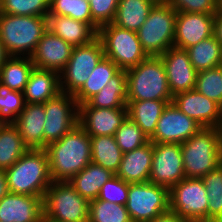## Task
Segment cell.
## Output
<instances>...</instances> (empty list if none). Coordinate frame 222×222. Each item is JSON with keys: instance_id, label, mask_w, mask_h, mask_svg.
<instances>
[{"instance_id": "d6a6232c", "label": "cell", "mask_w": 222, "mask_h": 222, "mask_svg": "<svg viewBox=\"0 0 222 222\" xmlns=\"http://www.w3.org/2000/svg\"><path fill=\"white\" fill-rule=\"evenodd\" d=\"M28 149L13 124H0V169L10 168Z\"/></svg>"}, {"instance_id": "ac0fdd59", "label": "cell", "mask_w": 222, "mask_h": 222, "mask_svg": "<svg viewBox=\"0 0 222 222\" xmlns=\"http://www.w3.org/2000/svg\"><path fill=\"white\" fill-rule=\"evenodd\" d=\"M215 14L177 12L174 47L187 49L213 35Z\"/></svg>"}, {"instance_id": "2e32d148", "label": "cell", "mask_w": 222, "mask_h": 222, "mask_svg": "<svg viewBox=\"0 0 222 222\" xmlns=\"http://www.w3.org/2000/svg\"><path fill=\"white\" fill-rule=\"evenodd\" d=\"M127 117V108H96L87 102L79 105V125L89 136H115Z\"/></svg>"}, {"instance_id": "e0dca14e", "label": "cell", "mask_w": 222, "mask_h": 222, "mask_svg": "<svg viewBox=\"0 0 222 222\" xmlns=\"http://www.w3.org/2000/svg\"><path fill=\"white\" fill-rule=\"evenodd\" d=\"M160 57L164 63L168 86L173 96L194 89L198 72L191 64L186 49L173 46Z\"/></svg>"}, {"instance_id": "ee69618b", "label": "cell", "mask_w": 222, "mask_h": 222, "mask_svg": "<svg viewBox=\"0 0 222 222\" xmlns=\"http://www.w3.org/2000/svg\"><path fill=\"white\" fill-rule=\"evenodd\" d=\"M150 222H189L186 219L178 217L175 213L169 211L164 213L155 219L151 220Z\"/></svg>"}, {"instance_id": "ab89813d", "label": "cell", "mask_w": 222, "mask_h": 222, "mask_svg": "<svg viewBox=\"0 0 222 222\" xmlns=\"http://www.w3.org/2000/svg\"><path fill=\"white\" fill-rule=\"evenodd\" d=\"M25 104L22 92L0 88V124H13Z\"/></svg>"}, {"instance_id": "9c48e42d", "label": "cell", "mask_w": 222, "mask_h": 222, "mask_svg": "<svg viewBox=\"0 0 222 222\" xmlns=\"http://www.w3.org/2000/svg\"><path fill=\"white\" fill-rule=\"evenodd\" d=\"M125 206L132 222H150L170 211L169 189L149 181L129 183Z\"/></svg>"}, {"instance_id": "f907efd6", "label": "cell", "mask_w": 222, "mask_h": 222, "mask_svg": "<svg viewBox=\"0 0 222 222\" xmlns=\"http://www.w3.org/2000/svg\"><path fill=\"white\" fill-rule=\"evenodd\" d=\"M218 13L222 16V0L218 4Z\"/></svg>"}, {"instance_id": "7dc6e473", "label": "cell", "mask_w": 222, "mask_h": 222, "mask_svg": "<svg viewBox=\"0 0 222 222\" xmlns=\"http://www.w3.org/2000/svg\"><path fill=\"white\" fill-rule=\"evenodd\" d=\"M10 56L7 54L1 40H0V67L4 64V62L9 58Z\"/></svg>"}, {"instance_id": "ffe728a7", "label": "cell", "mask_w": 222, "mask_h": 222, "mask_svg": "<svg viewBox=\"0 0 222 222\" xmlns=\"http://www.w3.org/2000/svg\"><path fill=\"white\" fill-rule=\"evenodd\" d=\"M43 215L41 197L9 192L0 200V222H40Z\"/></svg>"}, {"instance_id": "44dd1931", "label": "cell", "mask_w": 222, "mask_h": 222, "mask_svg": "<svg viewBox=\"0 0 222 222\" xmlns=\"http://www.w3.org/2000/svg\"><path fill=\"white\" fill-rule=\"evenodd\" d=\"M45 118L44 103H26L13 123L29 149H46L43 143Z\"/></svg>"}, {"instance_id": "6da1fadb", "label": "cell", "mask_w": 222, "mask_h": 222, "mask_svg": "<svg viewBox=\"0 0 222 222\" xmlns=\"http://www.w3.org/2000/svg\"><path fill=\"white\" fill-rule=\"evenodd\" d=\"M52 181H70L91 162V139L79 123L46 147Z\"/></svg>"}, {"instance_id": "d6986e66", "label": "cell", "mask_w": 222, "mask_h": 222, "mask_svg": "<svg viewBox=\"0 0 222 222\" xmlns=\"http://www.w3.org/2000/svg\"><path fill=\"white\" fill-rule=\"evenodd\" d=\"M72 50L70 44L47 29L30 58L35 68L60 73L68 63Z\"/></svg>"}, {"instance_id": "7a4b0ae2", "label": "cell", "mask_w": 222, "mask_h": 222, "mask_svg": "<svg viewBox=\"0 0 222 222\" xmlns=\"http://www.w3.org/2000/svg\"><path fill=\"white\" fill-rule=\"evenodd\" d=\"M4 171L10 193L44 198L46 190L53 182L45 149H28Z\"/></svg>"}, {"instance_id": "8d00e7d4", "label": "cell", "mask_w": 222, "mask_h": 222, "mask_svg": "<svg viewBox=\"0 0 222 222\" xmlns=\"http://www.w3.org/2000/svg\"><path fill=\"white\" fill-rule=\"evenodd\" d=\"M50 0H0V13L17 16H47Z\"/></svg>"}, {"instance_id": "8992f818", "label": "cell", "mask_w": 222, "mask_h": 222, "mask_svg": "<svg viewBox=\"0 0 222 222\" xmlns=\"http://www.w3.org/2000/svg\"><path fill=\"white\" fill-rule=\"evenodd\" d=\"M177 11L169 4H155L137 31L148 56H160L174 46Z\"/></svg>"}, {"instance_id": "1f68e13d", "label": "cell", "mask_w": 222, "mask_h": 222, "mask_svg": "<svg viewBox=\"0 0 222 222\" xmlns=\"http://www.w3.org/2000/svg\"><path fill=\"white\" fill-rule=\"evenodd\" d=\"M190 62L197 72L219 67L222 59V45L214 34L186 49Z\"/></svg>"}, {"instance_id": "bcb514c9", "label": "cell", "mask_w": 222, "mask_h": 222, "mask_svg": "<svg viewBox=\"0 0 222 222\" xmlns=\"http://www.w3.org/2000/svg\"><path fill=\"white\" fill-rule=\"evenodd\" d=\"M9 193L6 174L3 169H0V200Z\"/></svg>"}, {"instance_id": "f1b7e54d", "label": "cell", "mask_w": 222, "mask_h": 222, "mask_svg": "<svg viewBox=\"0 0 222 222\" xmlns=\"http://www.w3.org/2000/svg\"><path fill=\"white\" fill-rule=\"evenodd\" d=\"M155 4L150 0H119L114 25L138 31Z\"/></svg>"}, {"instance_id": "8fae6325", "label": "cell", "mask_w": 222, "mask_h": 222, "mask_svg": "<svg viewBox=\"0 0 222 222\" xmlns=\"http://www.w3.org/2000/svg\"><path fill=\"white\" fill-rule=\"evenodd\" d=\"M104 57L103 45L98 37L87 45L73 47L68 63L60 72L61 92L75 95Z\"/></svg>"}, {"instance_id": "3957f363", "label": "cell", "mask_w": 222, "mask_h": 222, "mask_svg": "<svg viewBox=\"0 0 222 222\" xmlns=\"http://www.w3.org/2000/svg\"><path fill=\"white\" fill-rule=\"evenodd\" d=\"M186 178H202L222 164V128L203 127L181 143Z\"/></svg>"}, {"instance_id": "d590c367", "label": "cell", "mask_w": 222, "mask_h": 222, "mask_svg": "<svg viewBox=\"0 0 222 222\" xmlns=\"http://www.w3.org/2000/svg\"><path fill=\"white\" fill-rule=\"evenodd\" d=\"M88 222H132L125 205L102 201L89 202Z\"/></svg>"}, {"instance_id": "60d3db41", "label": "cell", "mask_w": 222, "mask_h": 222, "mask_svg": "<svg viewBox=\"0 0 222 222\" xmlns=\"http://www.w3.org/2000/svg\"><path fill=\"white\" fill-rule=\"evenodd\" d=\"M129 183L114 175L100 189L98 199L125 205L128 200Z\"/></svg>"}, {"instance_id": "5b68a950", "label": "cell", "mask_w": 222, "mask_h": 222, "mask_svg": "<svg viewBox=\"0 0 222 222\" xmlns=\"http://www.w3.org/2000/svg\"><path fill=\"white\" fill-rule=\"evenodd\" d=\"M127 101L173 100L160 56H148L126 70Z\"/></svg>"}, {"instance_id": "30bf717a", "label": "cell", "mask_w": 222, "mask_h": 222, "mask_svg": "<svg viewBox=\"0 0 222 222\" xmlns=\"http://www.w3.org/2000/svg\"><path fill=\"white\" fill-rule=\"evenodd\" d=\"M170 211L189 222H208V196L201 178H184L169 189Z\"/></svg>"}, {"instance_id": "d4e9b609", "label": "cell", "mask_w": 222, "mask_h": 222, "mask_svg": "<svg viewBox=\"0 0 222 222\" xmlns=\"http://www.w3.org/2000/svg\"><path fill=\"white\" fill-rule=\"evenodd\" d=\"M172 100L127 101V116L133 120L150 139L164 108Z\"/></svg>"}, {"instance_id": "b9f144b4", "label": "cell", "mask_w": 222, "mask_h": 222, "mask_svg": "<svg viewBox=\"0 0 222 222\" xmlns=\"http://www.w3.org/2000/svg\"><path fill=\"white\" fill-rule=\"evenodd\" d=\"M177 12L216 14L218 12L217 0H168Z\"/></svg>"}, {"instance_id": "f546056e", "label": "cell", "mask_w": 222, "mask_h": 222, "mask_svg": "<svg viewBox=\"0 0 222 222\" xmlns=\"http://www.w3.org/2000/svg\"><path fill=\"white\" fill-rule=\"evenodd\" d=\"M91 162L110 170L116 175L123 152L117 145L115 136H90Z\"/></svg>"}, {"instance_id": "277c9868", "label": "cell", "mask_w": 222, "mask_h": 222, "mask_svg": "<svg viewBox=\"0 0 222 222\" xmlns=\"http://www.w3.org/2000/svg\"><path fill=\"white\" fill-rule=\"evenodd\" d=\"M47 29V16L0 13V40L9 56L30 57Z\"/></svg>"}, {"instance_id": "7bdbcfd3", "label": "cell", "mask_w": 222, "mask_h": 222, "mask_svg": "<svg viewBox=\"0 0 222 222\" xmlns=\"http://www.w3.org/2000/svg\"><path fill=\"white\" fill-rule=\"evenodd\" d=\"M119 0H90L92 19L102 26L114 21Z\"/></svg>"}, {"instance_id": "4fadbf2b", "label": "cell", "mask_w": 222, "mask_h": 222, "mask_svg": "<svg viewBox=\"0 0 222 222\" xmlns=\"http://www.w3.org/2000/svg\"><path fill=\"white\" fill-rule=\"evenodd\" d=\"M185 177L181 144L153 143V159L148 181L170 189Z\"/></svg>"}, {"instance_id": "52a82bcc", "label": "cell", "mask_w": 222, "mask_h": 222, "mask_svg": "<svg viewBox=\"0 0 222 222\" xmlns=\"http://www.w3.org/2000/svg\"><path fill=\"white\" fill-rule=\"evenodd\" d=\"M44 216L58 222H88L89 202L67 181H53L43 198Z\"/></svg>"}, {"instance_id": "f6af8a7d", "label": "cell", "mask_w": 222, "mask_h": 222, "mask_svg": "<svg viewBox=\"0 0 222 222\" xmlns=\"http://www.w3.org/2000/svg\"><path fill=\"white\" fill-rule=\"evenodd\" d=\"M213 34L222 45V16L218 12L215 14L214 18Z\"/></svg>"}, {"instance_id": "e575fe53", "label": "cell", "mask_w": 222, "mask_h": 222, "mask_svg": "<svg viewBox=\"0 0 222 222\" xmlns=\"http://www.w3.org/2000/svg\"><path fill=\"white\" fill-rule=\"evenodd\" d=\"M49 14L67 16L89 23L97 32L100 27L92 19L90 3L87 0H50Z\"/></svg>"}, {"instance_id": "9a60e30c", "label": "cell", "mask_w": 222, "mask_h": 222, "mask_svg": "<svg viewBox=\"0 0 222 222\" xmlns=\"http://www.w3.org/2000/svg\"><path fill=\"white\" fill-rule=\"evenodd\" d=\"M172 102L202 127L222 128V107L195 89L175 94Z\"/></svg>"}, {"instance_id": "74e56055", "label": "cell", "mask_w": 222, "mask_h": 222, "mask_svg": "<svg viewBox=\"0 0 222 222\" xmlns=\"http://www.w3.org/2000/svg\"><path fill=\"white\" fill-rule=\"evenodd\" d=\"M194 89L222 107V68L198 72Z\"/></svg>"}, {"instance_id": "83f0119b", "label": "cell", "mask_w": 222, "mask_h": 222, "mask_svg": "<svg viewBox=\"0 0 222 222\" xmlns=\"http://www.w3.org/2000/svg\"><path fill=\"white\" fill-rule=\"evenodd\" d=\"M87 103L96 108H127L126 70H120Z\"/></svg>"}, {"instance_id": "cb8c5ba5", "label": "cell", "mask_w": 222, "mask_h": 222, "mask_svg": "<svg viewBox=\"0 0 222 222\" xmlns=\"http://www.w3.org/2000/svg\"><path fill=\"white\" fill-rule=\"evenodd\" d=\"M60 92V73L34 68L22 93L25 103L43 104Z\"/></svg>"}, {"instance_id": "681fc988", "label": "cell", "mask_w": 222, "mask_h": 222, "mask_svg": "<svg viewBox=\"0 0 222 222\" xmlns=\"http://www.w3.org/2000/svg\"><path fill=\"white\" fill-rule=\"evenodd\" d=\"M154 4H163L167 3L168 0H150Z\"/></svg>"}, {"instance_id": "4316f807", "label": "cell", "mask_w": 222, "mask_h": 222, "mask_svg": "<svg viewBox=\"0 0 222 222\" xmlns=\"http://www.w3.org/2000/svg\"><path fill=\"white\" fill-rule=\"evenodd\" d=\"M34 68L30 57L10 56L0 67V88L23 92Z\"/></svg>"}, {"instance_id": "c3c4849f", "label": "cell", "mask_w": 222, "mask_h": 222, "mask_svg": "<svg viewBox=\"0 0 222 222\" xmlns=\"http://www.w3.org/2000/svg\"><path fill=\"white\" fill-rule=\"evenodd\" d=\"M40 222H58V221L53 220V219H51V218H47V217H45V216L43 215V217H42V219H41Z\"/></svg>"}, {"instance_id": "ba28073f", "label": "cell", "mask_w": 222, "mask_h": 222, "mask_svg": "<svg viewBox=\"0 0 222 222\" xmlns=\"http://www.w3.org/2000/svg\"><path fill=\"white\" fill-rule=\"evenodd\" d=\"M98 38L102 42L105 57L121 70L135 67L148 57L136 31L107 23L99 27Z\"/></svg>"}, {"instance_id": "4dcf8cb0", "label": "cell", "mask_w": 222, "mask_h": 222, "mask_svg": "<svg viewBox=\"0 0 222 222\" xmlns=\"http://www.w3.org/2000/svg\"><path fill=\"white\" fill-rule=\"evenodd\" d=\"M120 70L113 61L104 57L89 74L82 88L74 95L78 106L97 94Z\"/></svg>"}, {"instance_id": "f35d334b", "label": "cell", "mask_w": 222, "mask_h": 222, "mask_svg": "<svg viewBox=\"0 0 222 222\" xmlns=\"http://www.w3.org/2000/svg\"><path fill=\"white\" fill-rule=\"evenodd\" d=\"M115 139L123 153L133 151L149 142L142 129L128 116L116 130Z\"/></svg>"}, {"instance_id": "5bb4252c", "label": "cell", "mask_w": 222, "mask_h": 222, "mask_svg": "<svg viewBox=\"0 0 222 222\" xmlns=\"http://www.w3.org/2000/svg\"><path fill=\"white\" fill-rule=\"evenodd\" d=\"M202 128L199 123L189 118L171 102L164 108L157 122L156 130L149 141L181 144Z\"/></svg>"}, {"instance_id": "603a6c76", "label": "cell", "mask_w": 222, "mask_h": 222, "mask_svg": "<svg viewBox=\"0 0 222 222\" xmlns=\"http://www.w3.org/2000/svg\"><path fill=\"white\" fill-rule=\"evenodd\" d=\"M153 159V143L123 153L119 170L116 173L127 183L148 182Z\"/></svg>"}, {"instance_id": "7402d4cb", "label": "cell", "mask_w": 222, "mask_h": 222, "mask_svg": "<svg viewBox=\"0 0 222 222\" xmlns=\"http://www.w3.org/2000/svg\"><path fill=\"white\" fill-rule=\"evenodd\" d=\"M47 28L72 47L87 45L98 37L89 23L56 14L47 15Z\"/></svg>"}, {"instance_id": "484cf974", "label": "cell", "mask_w": 222, "mask_h": 222, "mask_svg": "<svg viewBox=\"0 0 222 222\" xmlns=\"http://www.w3.org/2000/svg\"><path fill=\"white\" fill-rule=\"evenodd\" d=\"M114 175L110 170L90 162L68 182L90 202L98 198L102 186Z\"/></svg>"}, {"instance_id": "7c38bea8", "label": "cell", "mask_w": 222, "mask_h": 222, "mask_svg": "<svg viewBox=\"0 0 222 222\" xmlns=\"http://www.w3.org/2000/svg\"><path fill=\"white\" fill-rule=\"evenodd\" d=\"M44 109L43 143L46 146L60 140L78 124L79 106L74 95L60 92L44 103Z\"/></svg>"}, {"instance_id": "836d02e7", "label": "cell", "mask_w": 222, "mask_h": 222, "mask_svg": "<svg viewBox=\"0 0 222 222\" xmlns=\"http://www.w3.org/2000/svg\"><path fill=\"white\" fill-rule=\"evenodd\" d=\"M208 196V222H222V164L202 178Z\"/></svg>"}]
</instances>
